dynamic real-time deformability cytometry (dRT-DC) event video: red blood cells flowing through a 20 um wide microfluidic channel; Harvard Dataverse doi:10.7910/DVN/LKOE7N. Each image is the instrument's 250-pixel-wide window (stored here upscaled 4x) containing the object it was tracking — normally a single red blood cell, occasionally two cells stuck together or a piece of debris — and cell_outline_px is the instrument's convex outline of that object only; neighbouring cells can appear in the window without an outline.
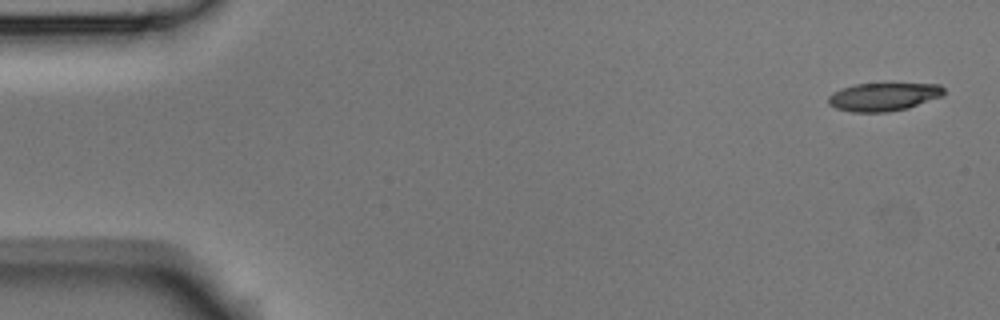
{"species": "Egyptian fruit bat (a non-hibernating species)", "species_latin": "Rousettus aegyptiacus", "temperature_condition": "room temperature", "stored_images_in_passage": 5, "camera_frame_rate_fps": 3000, "um_per_image_px": 0.085, "animal": {"sex": "male"}, "frame": {"image": 1, "passage_image": 1, "time_ms": 0.0, "image_size_px": [1000, 320], "cell_outline_px": [[944, 96], [908, 108], [888, 112], [852, 112], [836, 108], [828, 104], [828, 96], [832, 92], [840, 88], [856, 84], [888, 80], [940, 84], [944, 88]], "centroid_in_image_um": [75.15, 8.16], "position_along_channel_um": 9.9, "area_um2": 20.29}}
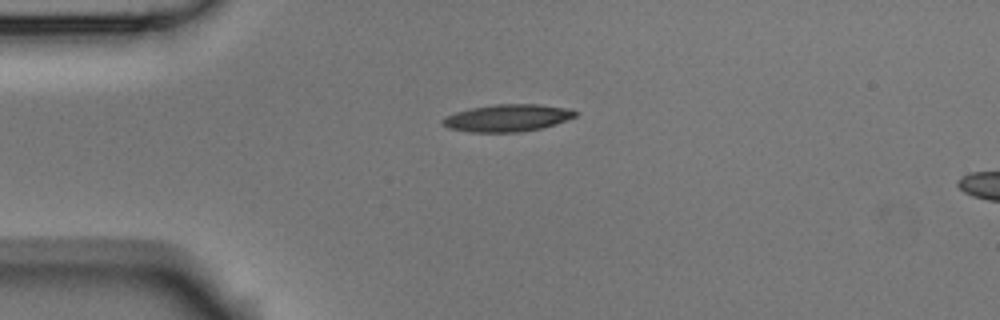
{"frame": {"image": 2, "passage_image": 4, "time_ms": 1.0, "image_size_px": [1000, 320], "cell_outline_px": [[576, 116], [556, 124], [540, 128], [520, 132], [472, 132], [448, 128], [440, 124], [440, 120], [444, 116], [456, 112], [472, 108], [496, 104], [540, 104], [568, 108], [576, 112]], "centroid_in_image_um": [43.09, 10.02], "position_along_channel_um": 41.9, "area_um2": 21.04}}